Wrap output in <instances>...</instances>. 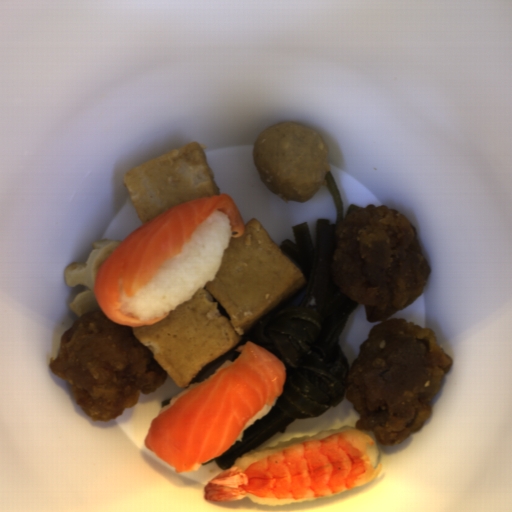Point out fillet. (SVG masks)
Wrapping results in <instances>:
<instances>
[{
  "mask_svg": "<svg viewBox=\"0 0 512 512\" xmlns=\"http://www.w3.org/2000/svg\"><path fill=\"white\" fill-rule=\"evenodd\" d=\"M228 367L179 397L155 416L145 448L185 474L219 458L238 440L245 426L280 397L287 369L272 352L251 340Z\"/></svg>",
  "mask_w": 512,
  "mask_h": 512,
  "instance_id": "obj_1",
  "label": "fillet"
},
{
  "mask_svg": "<svg viewBox=\"0 0 512 512\" xmlns=\"http://www.w3.org/2000/svg\"><path fill=\"white\" fill-rule=\"evenodd\" d=\"M214 210L227 215L231 238L244 235L245 222L235 201L227 192L217 193L166 209L138 226L107 255L96 269L92 293L111 322L137 328L153 325L170 314L172 309L151 320L131 312L123 314L120 290L132 298L147 286L165 262L183 251Z\"/></svg>",
  "mask_w": 512,
  "mask_h": 512,
  "instance_id": "obj_2",
  "label": "fillet"
}]
</instances>
